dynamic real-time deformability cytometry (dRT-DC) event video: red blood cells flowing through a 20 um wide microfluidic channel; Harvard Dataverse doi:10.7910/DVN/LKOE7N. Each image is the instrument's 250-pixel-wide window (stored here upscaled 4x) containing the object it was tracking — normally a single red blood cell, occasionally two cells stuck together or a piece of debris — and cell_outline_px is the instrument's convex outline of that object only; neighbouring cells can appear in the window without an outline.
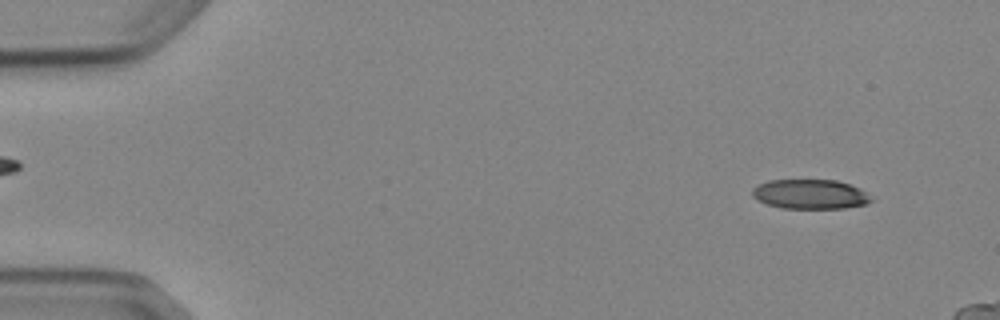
{"species": "Egyptian fruit bat (a non-hibernating species)", "species_latin": "Rousettus aegyptiacus", "temperature_condition": "cold", "stored_images_in_passage": 5, "camera_frame_rate_fps": 3000, "um_per_image_px": 0.085, "animal": {"sex": "female"}, "frame": {"image": 1, "passage_image": 1, "time_ms": 0.0, "image_size_px": [1000, 320], "cell_outline_px": [[872, 200], [868, 204], [844, 208], [780, 208], [756, 200], [752, 196], [752, 188], [756, 184], [768, 180], [836, 180], [860, 188]], "centroid_in_image_um": [68.81, 16.5], "position_along_channel_um": 16.2, "area_um2": 20.52}}